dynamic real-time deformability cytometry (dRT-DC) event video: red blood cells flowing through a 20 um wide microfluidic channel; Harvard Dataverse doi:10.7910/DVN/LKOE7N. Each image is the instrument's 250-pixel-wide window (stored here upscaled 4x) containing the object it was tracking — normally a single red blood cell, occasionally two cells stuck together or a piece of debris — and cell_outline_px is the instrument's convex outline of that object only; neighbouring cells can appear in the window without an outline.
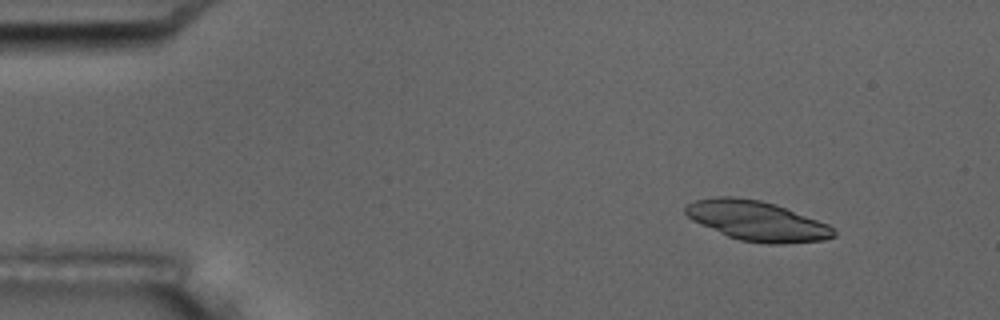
{"species": "common noctule bat (a hibernating species)", "species_latin": "Nyctalus noctula", "temperature_condition": "room temperature", "stored_images_in_passage": 7, "camera_frame_rate_fps": 3000, "um_per_image_px": 0.085, "animal": {"sex": "male", "body_mass_g": 17.5, "forearm_length_mm": 52.3}, "frame": {"image": 1, "passage_image": 1, "time_ms": 0.0, "image_size_px": [1000, 320], "cell_outline_px": [[836, 236], [824, 240], [784, 244], [768, 244], [740, 240], [728, 236], [700, 224], [692, 220], [684, 212], [684, 208], [688, 204], [696, 200], [712, 196], [736, 196], [760, 200], [776, 204], [828, 224], [836, 232]], "centroid_in_image_um": [64.33, 18.77], "position_along_channel_um": 20.7, "area_um2": 34.45}}